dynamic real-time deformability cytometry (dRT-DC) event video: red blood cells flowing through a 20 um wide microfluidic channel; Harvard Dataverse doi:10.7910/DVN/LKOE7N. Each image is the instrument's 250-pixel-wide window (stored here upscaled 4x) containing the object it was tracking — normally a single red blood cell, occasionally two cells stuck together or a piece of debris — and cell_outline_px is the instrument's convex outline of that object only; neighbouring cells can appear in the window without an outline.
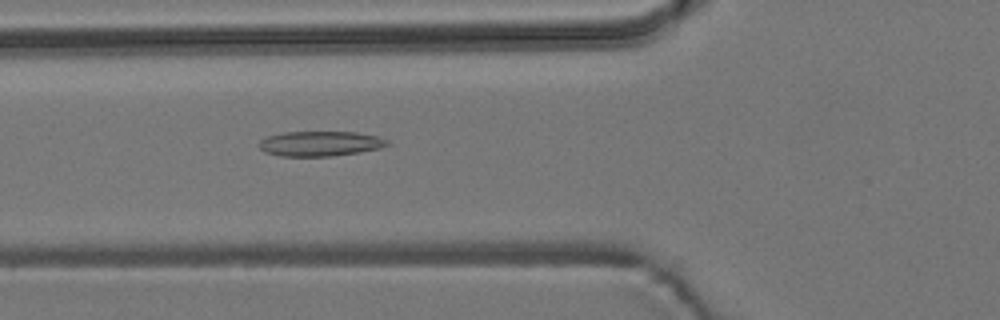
{"species": "common noctule bat (a hibernating species)", "species_latin": "Nyctalus noctula", "temperature_condition": "room temperature", "stored_images_in_passage": 53, "camera_frame_rate_fps": 3000, "um_per_image_px": 0.085, "animal": {"sex": "male", "body_mass_g": 19.2, "forearm_length_mm": 51.8}, "frame": {"image": 1, "passage_image": 19, "time_ms": 6.0, "image_size_px": [1000, 320], "cell_outline_px": [[392, 144], [380, 148], [360, 152], [332, 156], [280, 156], [264, 152], [260, 148], [260, 140], [268, 136], [284, 132], [356, 132], [376, 136], [388, 140]], "centroid_in_image_um": [27.24, 12.21], "position_along_channel_um": 98.6, "area_um2": 18.67}}
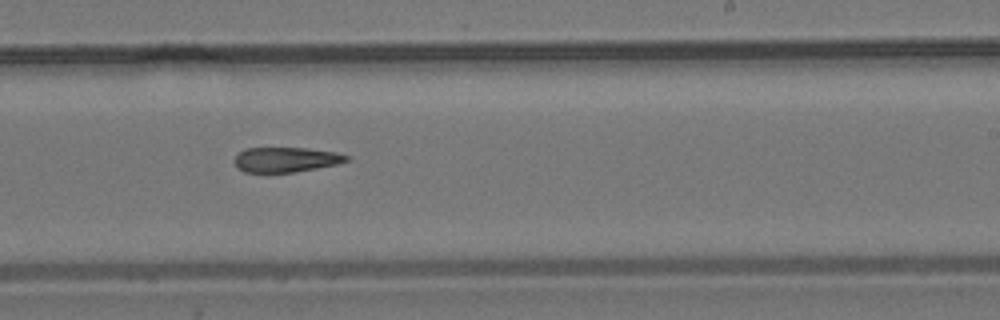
{"frame": {"image": 2, "passage_image": 32, "time_ms": 10.333, "image_size_px": [1000, 320], "cell_outline_px": [[348, 160], [336, 164], [316, 168], [292, 172], [244, 172], [236, 168], [236, 156], [244, 148], [308, 148], [336, 152], [348, 156]], "centroid_in_image_um": [24.28, 13.56], "position_along_channel_um": 264.7, "area_um2": 16.07}}
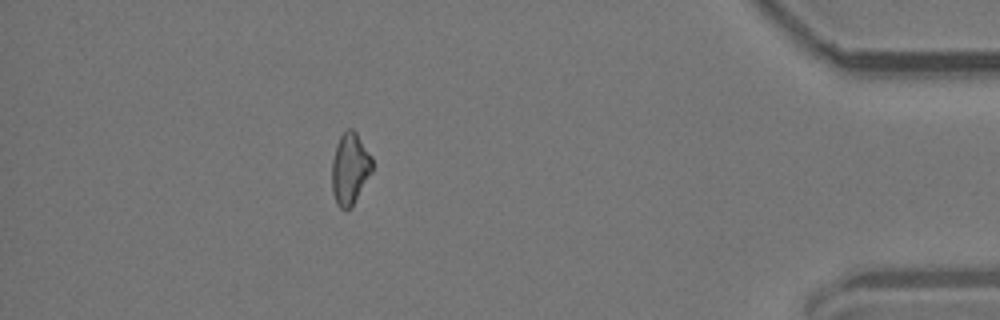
{"frame": {"image": 3, "passage_image": 47, "time_ms": 15.333, "image_size_px": [1000, 320], "cell_outline_px": [[372, 172], [352, 204], [348, 208], [340, 208], [336, 204], [332, 192], [332, 160], [336, 144], [340, 136], [348, 128], [352, 128], [356, 132], [372, 156]], "centroid_in_image_um": [29.73, 14.3], "position_along_channel_um": 405.5, "area_um2": 16.65}, "authors_computed_cell_mechanics": {"area_um2": 17.6868, "velocity_mm_per_s": 3.8276, "shape_relaxation_time_tau1_ms": null, "shape_relaxation_time_tau2_ms": 8.9125, "deformation_change_tau1": null, "deformation_change_tau2": 0.1945}}